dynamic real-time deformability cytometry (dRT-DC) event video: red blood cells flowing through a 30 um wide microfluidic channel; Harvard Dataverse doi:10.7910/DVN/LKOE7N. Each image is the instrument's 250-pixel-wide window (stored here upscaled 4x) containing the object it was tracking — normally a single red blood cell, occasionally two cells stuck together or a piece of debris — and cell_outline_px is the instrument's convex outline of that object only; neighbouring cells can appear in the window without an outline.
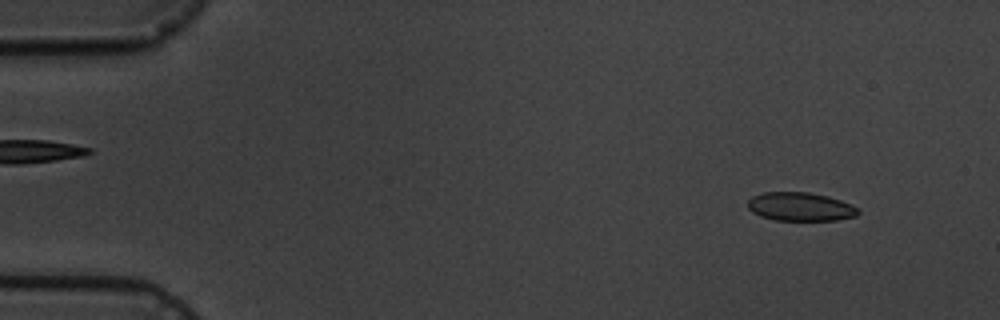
{"species": "common noctule bat (a hibernating species)", "species_latin": "Nyctalus noctula", "temperature_condition": "cold", "stored_images_in_passage": 4, "camera_frame_rate_fps": 3000, "um_per_image_px": 0.085, "animal": {"sex": "male", "body_mass_g": 19.5, "forearm_length_mm": 54.6}, "frame": {"image": 1, "passage_image": 1, "time_ms": 0.0, "image_size_px": [1000, 320], "cell_outline_px": [[860, 212], [856, 216], [836, 220], [776, 220], [760, 216], [752, 212], [748, 208], [748, 200], [752, 196], [764, 192], [808, 192], [828, 196], [840, 200], [856, 208]], "centroid_in_image_um": [67.99, 17.57], "position_along_channel_um": 17.0, "area_um2": 18.26}}
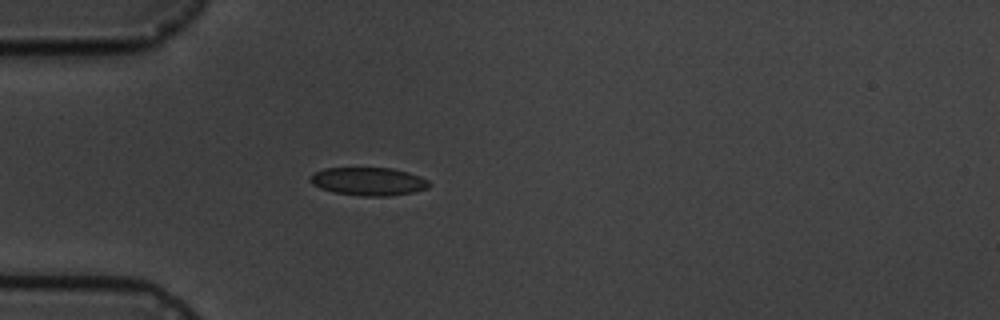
{"frame": {"image": 2, "passage_image": 4, "time_ms": 3.667, "image_size_px": [1000, 320], "cell_outline_px": [[432, 184], [428, 188], [412, 192], [388, 196], [360, 196], [336, 192], [320, 188], [312, 184], [308, 180], [308, 176], [324, 168], [392, 168], [408, 172], [420, 176], [428, 180]], "centroid_in_image_um": [31.32, 15.42], "position_along_channel_um": 53.7, "area_um2": 19.54}}